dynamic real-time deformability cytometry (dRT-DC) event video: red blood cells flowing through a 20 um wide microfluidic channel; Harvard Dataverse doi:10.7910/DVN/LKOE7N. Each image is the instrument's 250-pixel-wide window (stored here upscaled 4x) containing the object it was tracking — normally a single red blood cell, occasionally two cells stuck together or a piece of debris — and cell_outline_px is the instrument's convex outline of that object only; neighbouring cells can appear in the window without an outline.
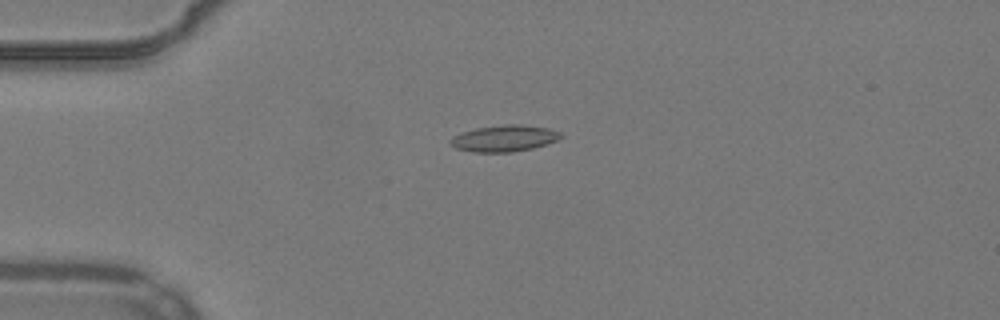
{"species": "common noctule bat (a hibernating species)", "species_latin": "Nyctalus noctula", "temperature_condition": "warm", "stored_images_in_passage": 28, "camera_frame_rate_fps": 3000, "um_per_image_px": 0.085, "animal": {"sex": "male", "body_mass_g": 19.2, "forearm_length_mm": 51.8}, "frame": {"image": 1, "passage_image": 1, "time_ms": 0.0, "image_size_px": [1000, 320], "cell_outline_px": [[564, 136], [556, 140], [532, 148], [512, 152], [472, 152], [456, 148], [448, 144], [448, 140], [452, 136], [460, 132], [476, 128], [504, 124], [520, 124], [548, 128], [560, 132]], "centroid_in_image_um": [42.79, 11.75], "position_along_channel_um": 42.2, "area_um2": 17.11}}
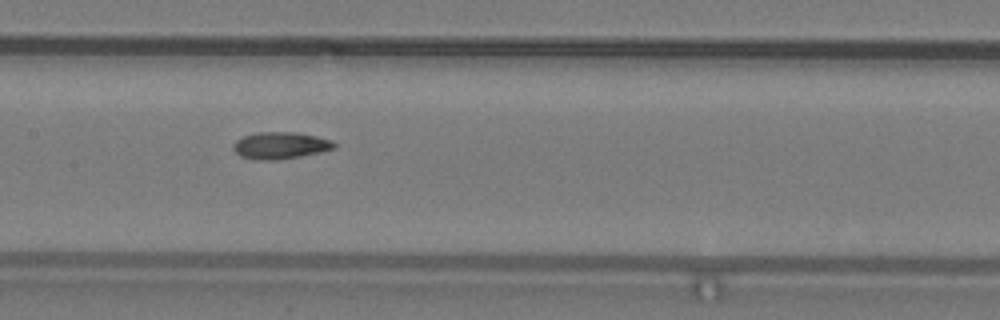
{"frame": {"image": 2, "passage_image": 14, "time_ms": 4.333, "image_size_px": [1000, 320], "cell_outline_px": [[336, 148], [300, 156], [276, 160], [256, 160], [240, 156], [232, 148], [232, 144], [236, 140], [244, 136], [256, 132], [292, 132], [316, 136], [332, 140], [336, 144]], "centroid_in_image_um": [23.8, 12.36], "position_along_channel_um": 183.6, "area_um2": 15.78}}
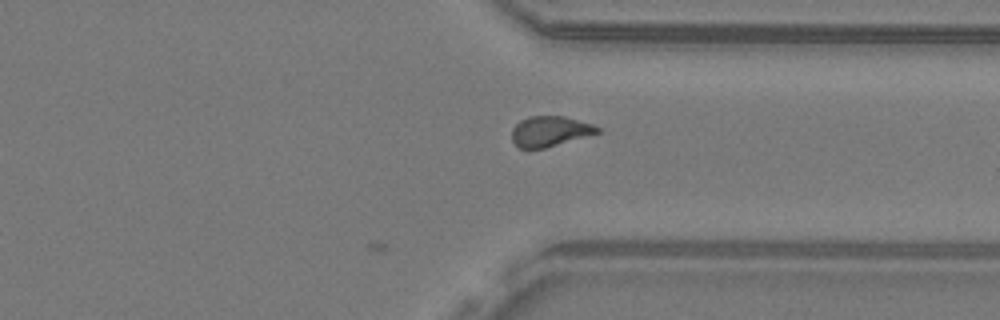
{"frame": {"image": 3, "passage_image": 28, "time_ms": 9.0, "image_size_px": [1000, 320], "cell_outline_px": [[600, 132], [544, 148], [516, 148], [512, 140], [512, 128], [520, 120], [532, 116], [564, 116], [592, 124], [600, 128]], "centroid_in_image_um": [46.71, 11.16], "position_along_channel_um": 364.7, "area_um2": 14.97}, "authors_computed_cell_mechanics": {"area_um2": 15.2014, "velocity_mm_per_s": 3.9013, "shape_relaxation_time_tau1_ms": null, "shape_relaxation_time_tau2_ms": 1.5932, "deformation_change_tau1": null, "deformation_change_tau2": 0.0653}}